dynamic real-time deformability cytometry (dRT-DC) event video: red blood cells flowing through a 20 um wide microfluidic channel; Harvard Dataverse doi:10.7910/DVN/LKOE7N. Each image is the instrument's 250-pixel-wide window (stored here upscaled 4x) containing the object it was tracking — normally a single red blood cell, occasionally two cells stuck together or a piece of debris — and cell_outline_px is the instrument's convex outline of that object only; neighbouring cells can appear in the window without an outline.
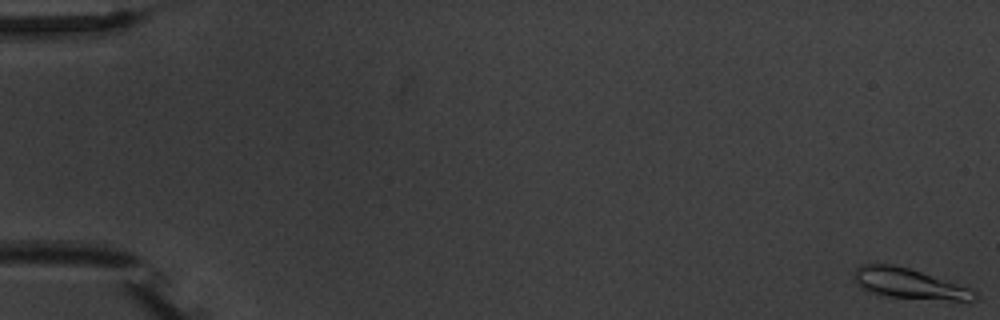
{"species": "common noctule bat (a hibernating species)", "species_latin": "Nyctalus noctula", "temperature_condition": "warm", "stored_images_in_passage": 5, "camera_frame_rate_fps": 3000, "um_per_image_px": 0.085, "animal": {"sex": "male", "body_mass_g": 20.1, "forearm_length_mm": 53.5}, "frame": {"image": 1, "passage_image": 1, "time_ms": 0.0, "image_size_px": [1000, 320], "cell_outline_px": [[980, 296], [976, 300], [968, 304], [888, 296], [872, 292], [856, 284], [852, 276], [852, 272], [860, 264], [892, 264], [908, 268], [972, 288]], "centroid_in_image_um": [77.41, 24.16], "position_along_channel_um": 7.6, "area_um2": 22.14}}